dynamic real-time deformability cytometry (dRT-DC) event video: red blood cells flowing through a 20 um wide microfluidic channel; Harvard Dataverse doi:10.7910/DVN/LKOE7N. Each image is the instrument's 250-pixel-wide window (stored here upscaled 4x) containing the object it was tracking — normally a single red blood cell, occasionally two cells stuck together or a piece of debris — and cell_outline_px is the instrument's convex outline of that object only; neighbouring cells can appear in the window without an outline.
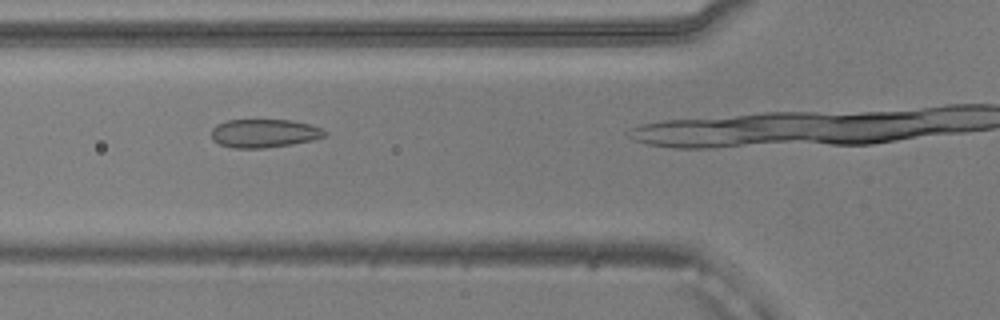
{"species": "common noctule bat (a hibernating species)", "species_latin": "Nyctalus noctula", "temperature_condition": "warm", "stored_images_in_passage": 24, "camera_frame_rate_fps": 3000, "um_per_image_px": 0.085, "animal": {"sex": "male", "body_mass_g": 20.5, "forearm_length_mm": 52.5}, "frame": {"image": 1, "passage_image": 11, "time_ms": 3.333, "image_size_px": [1000, 320], "cell_outline_px": [[328, 132], [324, 136], [312, 140], [292, 144], [264, 148], [232, 148], [220, 144], [212, 140], [212, 128], [216, 124], [228, 120], [292, 120], [308, 124], [320, 128]], "centroid_in_image_um": [22.43, 11.33], "position_along_channel_um": 103.4, "area_um2": 18.73}}
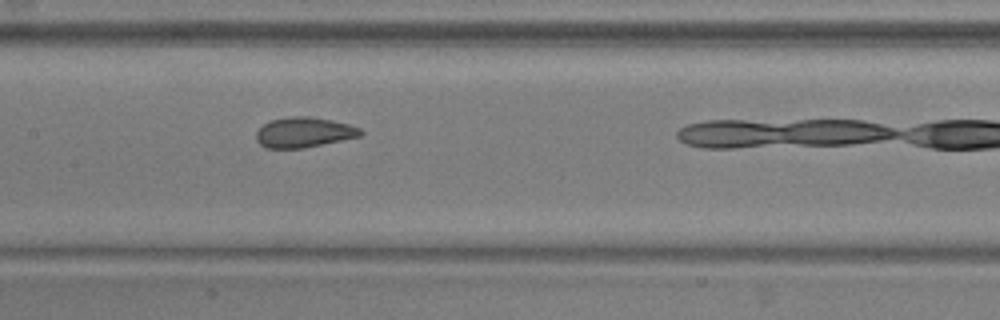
{"frame": {"image": 2, "passage_image": 17, "time_ms": 5.333, "image_size_px": [1000, 320], "cell_outline_px": [[364, 132], [360, 136], [304, 148], [264, 148], [256, 140], [256, 132], [264, 124], [272, 120], [292, 116], [308, 116], [332, 120], [348, 124], [360, 128]], "centroid_in_image_um": [25.83, 11.25], "position_along_channel_um": 181.6, "area_um2": 18.26}}
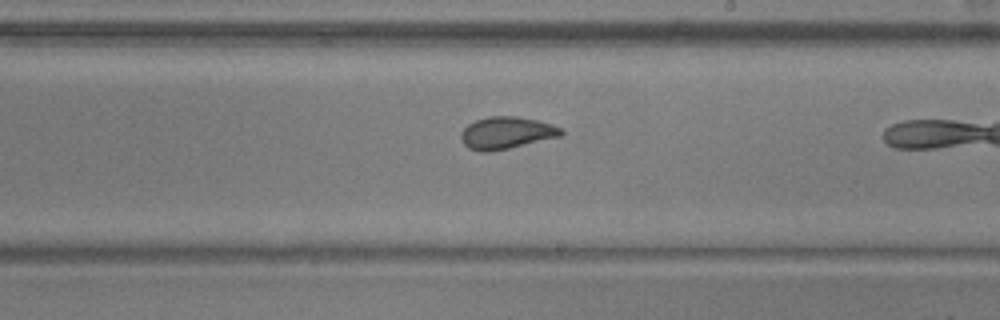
{"frame": {"image": 3, "passage_image": 22, "time_ms": 7.0, "image_size_px": [1000, 320], "cell_outline_px": [[564, 132], [560, 136], [492, 152], [480, 152], [468, 148], [460, 140], [460, 132], [468, 124], [476, 120], [488, 116], [516, 116], [536, 120], [552, 124], [564, 128]], "centroid_in_image_um": [43.02, 11.3], "position_along_channel_um": 246.0, "area_um2": 18.9}}